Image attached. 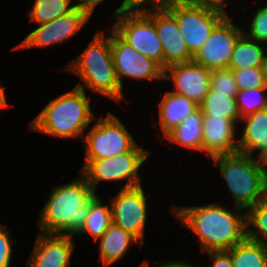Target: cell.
I'll list each match as a JSON object with an SVG mask.
<instances>
[{
    "label": "cell",
    "mask_w": 267,
    "mask_h": 267,
    "mask_svg": "<svg viewBox=\"0 0 267 267\" xmlns=\"http://www.w3.org/2000/svg\"><path fill=\"white\" fill-rule=\"evenodd\" d=\"M171 211L182 226L195 233L206 253L230 250L246 237V212L241 208L230 210L219 203L193 207L174 204Z\"/></svg>",
    "instance_id": "cell-1"
},
{
    "label": "cell",
    "mask_w": 267,
    "mask_h": 267,
    "mask_svg": "<svg viewBox=\"0 0 267 267\" xmlns=\"http://www.w3.org/2000/svg\"><path fill=\"white\" fill-rule=\"evenodd\" d=\"M112 30L127 44L163 68V48L155 23L146 12L114 11Z\"/></svg>",
    "instance_id": "cell-8"
},
{
    "label": "cell",
    "mask_w": 267,
    "mask_h": 267,
    "mask_svg": "<svg viewBox=\"0 0 267 267\" xmlns=\"http://www.w3.org/2000/svg\"><path fill=\"white\" fill-rule=\"evenodd\" d=\"M210 90L227 96H236L238 90L233 71L230 68L211 70Z\"/></svg>",
    "instance_id": "cell-29"
},
{
    "label": "cell",
    "mask_w": 267,
    "mask_h": 267,
    "mask_svg": "<svg viewBox=\"0 0 267 267\" xmlns=\"http://www.w3.org/2000/svg\"><path fill=\"white\" fill-rule=\"evenodd\" d=\"M227 251L233 267H267V247L257 241L245 237Z\"/></svg>",
    "instance_id": "cell-24"
},
{
    "label": "cell",
    "mask_w": 267,
    "mask_h": 267,
    "mask_svg": "<svg viewBox=\"0 0 267 267\" xmlns=\"http://www.w3.org/2000/svg\"><path fill=\"white\" fill-rule=\"evenodd\" d=\"M7 225H0V267H10L12 260L13 241Z\"/></svg>",
    "instance_id": "cell-33"
},
{
    "label": "cell",
    "mask_w": 267,
    "mask_h": 267,
    "mask_svg": "<svg viewBox=\"0 0 267 267\" xmlns=\"http://www.w3.org/2000/svg\"><path fill=\"white\" fill-rule=\"evenodd\" d=\"M254 156L237 152L210 158L219 167L234 206L245 212L267 198L264 164Z\"/></svg>",
    "instance_id": "cell-5"
},
{
    "label": "cell",
    "mask_w": 267,
    "mask_h": 267,
    "mask_svg": "<svg viewBox=\"0 0 267 267\" xmlns=\"http://www.w3.org/2000/svg\"><path fill=\"white\" fill-rule=\"evenodd\" d=\"M144 266V261L141 263V265L139 267H143Z\"/></svg>",
    "instance_id": "cell-41"
},
{
    "label": "cell",
    "mask_w": 267,
    "mask_h": 267,
    "mask_svg": "<svg viewBox=\"0 0 267 267\" xmlns=\"http://www.w3.org/2000/svg\"><path fill=\"white\" fill-rule=\"evenodd\" d=\"M148 150L136 144L130 151L118 156L105 159H84V164L79 170L96 193V186L101 182H121L125 185L121 189L142 185L141 176L138 174L141 166L150 156Z\"/></svg>",
    "instance_id": "cell-6"
},
{
    "label": "cell",
    "mask_w": 267,
    "mask_h": 267,
    "mask_svg": "<svg viewBox=\"0 0 267 267\" xmlns=\"http://www.w3.org/2000/svg\"><path fill=\"white\" fill-rule=\"evenodd\" d=\"M246 237L267 247V198L246 211Z\"/></svg>",
    "instance_id": "cell-27"
},
{
    "label": "cell",
    "mask_w": 267,
    "mask_h": 267,
    "mask_svg": "<svg viewBox=\"0 0 267 267\" xmlns=\"http://www.w3.org/2000/svg\"><path fill=\"white\" fill-rule=\"evenodd\" d=\"M241 122L244 125L237 139L239 152L250 156L258 152L256 159L264 161L267 158V108L241 118Z\"/></svg>",
    "instance_id": "cell-18"
},
{
    "label": "cell",
    "mask_w": 267,
    "mask_h": 267,
    "mask_svg": "<svg viewBox=\"0 0 267 267\" xmlns=\"http://www.w3.org/2000/svg\"><path fill=\"white\" fill-rule=\"evenodd\" d=\"M167 9L176 17L180 33L194 56L204 46L214 28L227 16L224 13L191 3L175 0Z\"/></svg>",
    "instance_id": "cell-7"
},
{
    "label": "cell",
    "mask_w": 267,
    "mask_h": 267,
    "mask_svg": "<svg viewBox=\"0 0 267 267\" xmlns=\"http://www.w3.org/2000/svg\"><path fill=\"white\" fill-rule=\"evenodd\" d=\"M261 70H262V73L264 75V79H265V82H266V85H267V49H266V52H265V55H264V59H263L262 65H261Z\"/></svg>",
    "instance_id": "cell-39"
},
{
    "label": "cell",
    "mask_w": 267,
    "mask_h": 267,
    "mask_svg": "<svg viewBox=\"0 0 267 267\" xmlns=\"http://www.w3.org/2000/svg\"><path fill=\"white\" fill-rule=\"evenodd\" d=\"M266 46L262 43L247 37L244 33L238 38L230 62L231 70H239L251 67H261Z\"/></svg>",
    "instance_id": "cell-22"
},
{
    "label": "cell",
    "mask_w": 267,
    "mask_h": 267,
    "mask_svg": "<svg viewBox=\"0 0 267 267\" xmlns=\"http://www.w3.org/2000/svg\"><path fill=\"white\" fill-rule=\"evenodd\" d=\"M147 198L142 185L119 190L109 199L112 223L134 235L144 245L147 221Z\"/></svg>",
    "instance_id": "cell-11"
},
{
    "label": "cell",
    "mask_w": 267,
    "mask_h": 267,
    "mask_svg": "<svg viewBox=\"0 0 267 267\" xmlns=\"http://www.w3.org/2000/svg\"><path fill=\"white\" fill-rule=\"evenodd\" d=\"M112 224V211L111 206L104 205L100 195L95 194L89 200V212L87 218L81 228L76 234L89 235L95 240H98L107 231L108 227Z\"/></svg>",
    "instance_id": "cell-23"
},
{
    "label": "cell",
    "mask_w": 267,
    "mask_h": 267,
    "mask_svg": "<svg viewBox=\"0 0 267 267\" xmlns=\"http://www.w3.org/2000/svg\"><path fill=\"white\" fill-rule=\"evenodd\" d=\"M84 159H105L130 151L137 143L120 119L108 112L84 135Z\"/></svg>",
    "instance_id": "cell-9"
},
{
    "label": "cell",
    "mask_w": 267,
    "mask_h": 267,
    "mask_svg": "<svg viewBox=\"0 0 267 267\" xmlns=\"http://www.w3.org/2000/svg\"><path fill=\"white\" fill-rule=\"evenodd\" d=\"M264 168H265V181L267 186V158L263 161Z\"/></svg>",
    "instance_id": "cell-40"
},
{
    "label": "cell",
    "mask_w": 267,
    "mask_h": 267,
    "mask_svg": "<svg viewBox=\"0 0 267 267\" xmlns=\"http://www.w3.org/2000/svg\"><path fill=\"white\" fill-rule=\"evenodd\" d=\"M98 241V262H102L104 267L121 260V258L123 259L130 249V246L139 243L140 246L143 247L141 242L134 235L113 223Z\"/></svg>",
    "instance_id": "cell-19"
},
{
    "label": "cell",
    "mask_w": 267,
    "mask_h": 267,
    "mask_svg": "<svg viewBox=\"0 0 267 267\" xmlns=\"http://www.w3.org/2000/svg\"><path fill=\"white\" fill-rule=\"evenodd\" d=\"M173 1L175 0H123L122 4L114 11L146 12L154 9H166ZM144 4L148 5L149 8Z\"/></svg>",
    "instance_id": "cell-32"
},
{
    "label": "cell",
    "mask_w": 267,
    "mask_h": 267,
    "mask_svg": "<svg viewBox=\"0 0 267 267\" xmlns=\"http://www.w3.org/2000/svg\"><path fill=\"white\" fill-rule=\"evenodd\" d=\"M52 188L46 205L40 211L39 233L75 236L89 212V200L95 195L86 178Z\"/></svg>",
    "instance_id": "cell-2"
},
{
    "label": "cell",
    "mask_w": 267,
    "mask_h": 267,
    "mask_svg": "<svg viewBox=\"0 0 267 267\" xmlns=\"http://www.w3.org/2000/svg\"><path fill=\"white\" fill-rule=\"evenodd\" d=\"M242 34V28L234 24L231 16H226L193 56V61L210 70L228 68L235 44Z\"/></svg>",
    "instance_id": "cell-13"
},
{
    "label": "cell",
    "mask_w": 267,
    "mask_h": 267,
    "mask_svg": "<svg viewBox=\"0 0 267 267\" xmlns=\"http://www.w3.org/2000/svg\"><path fill=\"white\" fill-rule=\"evenodd\" d=\"M72 238L73 236L39 233L26 263L27 267H70L75 248Z\"/></svg>",
    "instance_id": "cell-16"
},
{
    "label": "cell",
    "mask_w": 267,
    "mask_h": 267,
    "mask_svg": "<svg viewBox=\"0 0 267 267\" xmlns=\"http://www.w3.org/2000/svg\"><path fill=\"white\" fill-rule=\"evenodd\" d=\"M203 115H214L226 117L233 120L236 124L241 120V115L235 100V96H227L215 90H209L199 105Z\"/></svg>",
    "instance_id": "cell-25"
},
{
    "label": "cell",
    "mask_w": 267,
    "mask_h": 267,
    "mask_svg": "<svg viewBox=\"0 0 267 267\" xmlns=\"http://www.w3.org/2000/svg\"><path fill=\"white\" fill-rule=\"evenodd\" d=\"M211 70L194 61L172 64L164 69V81H172L177 94L201 104L210 90Z\"/></svg>",
    "instance_id": "cell-14"
},
{
    "label": "cell",
    "mask_w": 267,
    "mask_h": 267,
    "mask_svg": "<svg viewBox=\"0 0 267 267\" xmlns=\"http://www.w3.org/2000/svg\"><path fill=\"white\" fill-rule=\"evenodd\" d=\"M106 0H77V3L81 6L89 8L92 12L95 11V8Z\"/></svg>",
    "instance_id": "cell-37"
},
{
    "label": "cell",
    "mask_w": 267,
    "mask_h": 267,
    "mask_svg": "<svg viewBox=\"0 0 267 267\" xmlns=\"http://www.w3.org/2000/svg\"><path fill=\"white\" fill-rule=\"evenodd\" d=\"M8 106L6 94L4 88L0 84V109L6 108Z\"/></svg>",
    "instance_id": "cell-38"
},
{
    "label": "cell",
    "mask_w": 267,
    "mask_h": 267,
    "mask_svg": "<svg viewBox=\"0 0 267 267\" xmlns=\"http://www.w3.org/2000/svg\"><path fill=\"white\" fill-rule=\"evenodd\" d=\"M164 138L187 149L202 152L203 112L200 108L187 116Z\"/></svg>",
    "instance_id": "cell-21"
},
{
    "label": "cell",
    "mask_w": 267,
    "mask_h": 267,
    "mask_svg": "<svg viewBox=\"0 0 267 267\" xmlns=\"http://www.w3.org/2000/svg\"><path fill=\"white\" fill-rule=\"evenodd\" d=\"M267 87L239 90L235 100L241 118L267 108Z\"/></svg>",
    "instance_id": "cell-28"
},
{
    "label": "cell",
    "mask_w": 267,
    "mask_h": 267,
    "mask_svg": "<svg viewBox=\"0 0 267 267\" xmlns=\"http://www.w3.org/2000/svg\"><path fill=\"white\" fill-rule=\"evenodd\" d=\"M143 267H149V262L147 260L144 261ZM157 267H195L192 264L185 262L184 260H172L168 262H163L161 265L159 264Z\"/></svg>",
    "instance_id": "cell-36"
},
{
    "label": "cell",
    "mask_w": 267,
    "mask_h": 267,
    "mask_svg": "<svg viewBox=\"0 0 267 267\" xmlns=\"http://www.w3.org/2000/svg\"><path fill=\"white\" fill-rule=\"evenodd\" d=\"M238 90L267 87L261 67L232 70Z\"/></svg>",
    "instance_id": "cell-30"
},
{
    "label": "cell",
    "mask_w": 267,
    "mask_h": 267,
    "mask_svg": "<svg viewBox=\"0 0 267 267\" xmlns=\"http://www.w3.org/2000/svg\"><path fill=\"white\" fill-rule=\"evenodd\" d=\"M257 10L250 20L249 32L243 30V33L247 37L265 44L267 43V4Z\"/></svg>",
    "instance_id": "cell-31"
},
{
    "label": "cell",
    "mask_w": 267,
    "mask_h": 267,
    "mask_svg": "<svg viewBox=\"0 0 267 267\" xmlns=\"http://www.w3.org/2000/svg\"><path fill=\"white\" fill-rule=\"evenodd\" d=\"M212 261L211 267H233L231 254L226 251L208 252Z\"/></svg>",
    "instance_id": "cell-34"
},
{
    "label": "cell",
    "mask_w": 267,
    "mask_h": 267,
    "mask_svg": "<svg viewBox=\"0 0 267 267\" xmlns=\"http://www.w3.org/2000/svg\"><path fill=\"white\" fill-rule=\"evenodd\" d=\"M85 91L74 87L51 100L29 123V128L60 139H83L89 123L97 120Z\"/></svg>",
    "instance_id": "cell-4"
},
{
    "label": "cell",
    "mask_w": 267,
    "mask_h": 267,
    "mask_svg": "<svg viewBox=\"0 0 267 267\" xmlns=\"http://www.w3.org/2000/svg\"><path fill=\"white\" fill-rule=\"evenodd\" d=\"M98 30L87 48L78 57L69 61L68 70L77 75L82 81L77 88L90 89L91 92L101 94L116 103L125 100L121 84L118 81L110 46V36ZM85 87V88H84Z\"/></svg>",
    "instance_id": "cell-3"
},
{
    "label": "cell",
    "mask_w": 267,
    "mask_h": 267,
    "mask_svg": "<svg viewBox=\"0 0 267 267\" xmlns=\"http://www.w3.org/2000/svg\"><path fill=\"white\" fill-rule=\"evenodd\" d=\"M73 0H35L33 8L27 14L31 22L45 24L72 12L79 4ZM77 1V0H74Z\"/></svg>",
    "instance_id": "cell-26"
},
{
    "label": "cell",
    "mask_w": 267,
    "mask_h": 267,
    "mask_svg": "<svg viewBox=\"0 0 267 267\" xmlns=\"http://www.w3.org/2000/svg\"><path fill=\"white\" fill-rule=\"evenodd\" d=\"M110 46L115 72L123 89V78L163 80L164 69L123 41L112 29Z\"/></svg>",
    "instance_id": "cell-12"
},
{
    "label": "cell",
    "mask_w": 267,
    "mask_h": 267,
    "mask_svg": "<svg viewBox=\"0 0 267 267\" xmlns=\"http://www.w3.org/2000/svg\"><path fill=\"white\" fill-rule=\"evenodd\" d=\"M199 108V105L186 96L168 91L159 102V127L165 137L187 116Z\"/></svg>",
    "instance_id": "cell-20"
},
{
    "label": "cell",
    "mask_w": 267,
    "mask_h": 267,
    "mask_svg": "<svg viewBox=\"0 0 267 267\" xmlns=\"http://www.w3.org/2000/svg\"><path fill=\"white\" fill-rule=\"evenodd\" d=\"M191 3L220 11L228 16L225 6L227 5V0H189Z\"/></svg>",
    "instance_id": "cell-35"
},
{
    "label": "cell",
    "mask_w": 267,
    "mask_h": 267,
    "mask_svg": "<svg viewBox=\"0 0 267 267\" xmlns=\"http://www.w3.org/2000/svg\"><path fill=\"white\" fill-rule=\"evenodd\" d=\"M237 127L233 120L214 115H203L202 152L212 158L239 152Z\"/></svg>",
    "instance_id": "cell-17"
},
{
    "label": "cell",
    "mask_w": 267,
    "mask_h": 267,
    "mask_svg": "<svg viewBox=\"0 0 267 267\" xmlns=\"http://www.w3.org/2000/svg\"><path fill=\"white\" fill-rule=\"evenodd\" d=\"M92 14L93 12L89 8L78 5L67 15L45 24H39L12 50L32 47L47 48V46L67 41V39L79 32L92 17Z\"/></svg>",
    "instance_id": "cell-10"
},
{
    "label": "cell",
    "mask_w": 267,
    "mask_h": 267,
    "mask_svg": "<svg viewBox=\"0 0 267 267\" xmlns=\"http://www.w3.org/2000/svg\"><path fill=\"white\" fill-rule=\"evenodd\" d=\"M146 13L153 19L155 28L162 42L163 69L177 64L193 61L183 35L180 33L176 17L166 8L149 10Z\"/></svg>",
    "instance_id": "cell-15"
}]
</instances>
